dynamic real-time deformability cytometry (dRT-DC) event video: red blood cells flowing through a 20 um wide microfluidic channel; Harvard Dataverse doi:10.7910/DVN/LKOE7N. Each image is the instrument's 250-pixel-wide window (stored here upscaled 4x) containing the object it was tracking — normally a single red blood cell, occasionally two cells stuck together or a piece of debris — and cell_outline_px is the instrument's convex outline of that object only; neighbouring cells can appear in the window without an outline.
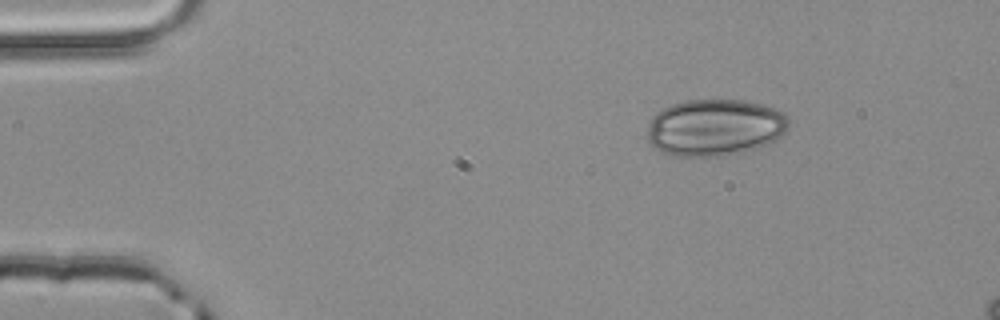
{"species": "common noctule bat (a hibernating species)", "species_latin": "Nyctalus noctula", "temperature_condition": "room temperature", "stored_images_in_passage": 3, "camera_frame_rate_fps": 3000, "um_per_image_px": 0.085, "animal": {"sex": "male", "body_mass_g": 20.4}, "frame": {"image": 1, "passage_image": 1, "time_ms": 0.0, "image_size_px": [1000, 320], "cell_outline_px": [[788, 128], [776, 140], [756, 148], [744, 152], [720, 156], [672, 156], [660, 152], [648, 140], [648, 124], [652, 116], [656, 112], [672, 104], [684, 100], [744, 100], [760, 104], [784, 112], [788, 116]], "centroid_in_image_um": [60.75, 10.84], "position_along_channel_um": 24.3, "area_um2": 46.99}}